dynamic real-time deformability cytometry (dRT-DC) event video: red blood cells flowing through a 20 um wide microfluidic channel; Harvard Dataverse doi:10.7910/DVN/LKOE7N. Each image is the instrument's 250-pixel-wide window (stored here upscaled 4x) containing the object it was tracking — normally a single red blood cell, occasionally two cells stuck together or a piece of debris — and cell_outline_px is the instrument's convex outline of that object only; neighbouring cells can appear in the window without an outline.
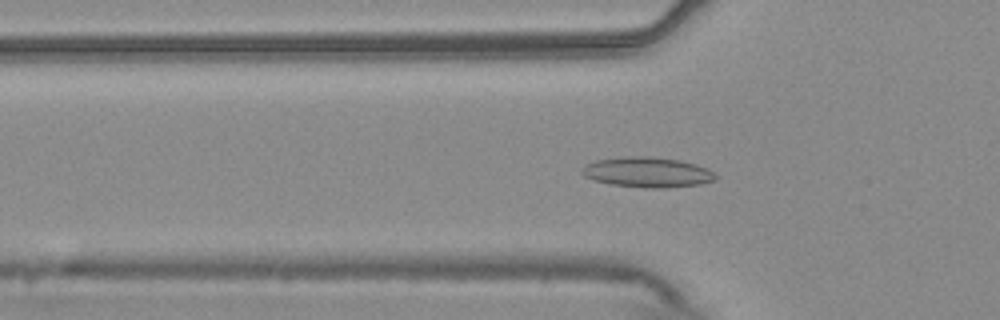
{"species": "common noctule bat (a hibernating species)", "species_latin": "Nyctalus noctula", "temperature_condition": "warm", "stored_images_in_passage": 54, "camera_frame_rate_fps": 3000, "um_per_image_px": 0.085, "animal": {"sex": "male", "body_mass_g": 20.4}, "frame": {"image": 1, "passage_image": 18, "time_ms": 5.667, "image_size_px": [1000, 320], "cell_outline_px": [[716, 176], [712, 180], [700, 184], [668, 188], [644, 188], [612, 184], [596, 180], [584, 176], [580, 172], [580, 168], [596, 160], [624, 156], [652, 156], [680, 160], [696, 164], [708, 168]], "centroid_in_image_um": [55.01, 14.63], "position_along_channel_um": 70.8, "area_um2": 23.52}}
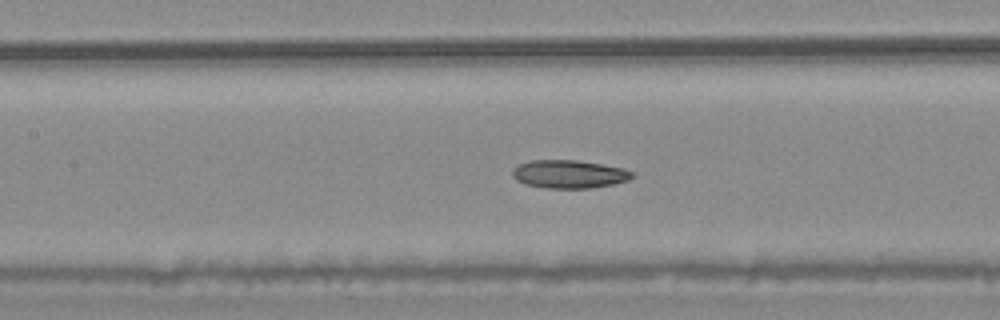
{"frame": {"image": 2, "passage_image": 25, "time_ms": 8.0, "image_size_px": [1000, 320], "cell_outline_px": [[636, 176], [628, 180], [612, 184], [588, 188], [544, 188], [528, 184], [516, 180], [512, 176], [512, 168], [528, 160], [576, 160], [624, 168], [636, 172]], "centroid_in_image_um": [48.39, 14.79], "position_along_channel_um": 159.0, "area_um2": 19.71}}
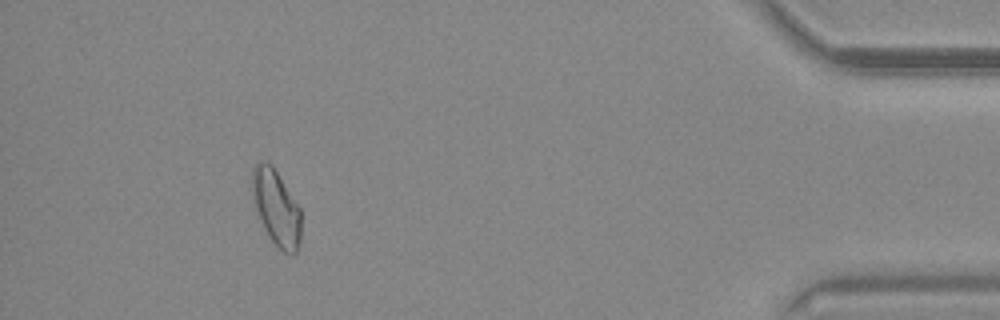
{"frame": {"image": 3, "passage_image": 50, "time_ms": 16.333, "image_size_px": [1000, 320], "cell_outline_px": [[300, 240], [296, 252], [292, 256], [284, 252], [268, 236], [256, 216], [252, 196], [252, 168], [260, 160], [268, 160], [272, 164], [300, 208]], "centroid_in_image_um": [23.44, 17.63], "position_along_channel_um": 411.8, "area_um2": 21.85}, "authors_computed_cell_mechanics": {"area_um2": 20.7791, "velocity_mm_per_s": 3.7419, "shape_relaxation_time_tau1_ms": null, "shape_relaxation_time_tau2_ms": 9.9515, "deformation_change_tau1": null, "deformation_change_tau2": 0.173}}